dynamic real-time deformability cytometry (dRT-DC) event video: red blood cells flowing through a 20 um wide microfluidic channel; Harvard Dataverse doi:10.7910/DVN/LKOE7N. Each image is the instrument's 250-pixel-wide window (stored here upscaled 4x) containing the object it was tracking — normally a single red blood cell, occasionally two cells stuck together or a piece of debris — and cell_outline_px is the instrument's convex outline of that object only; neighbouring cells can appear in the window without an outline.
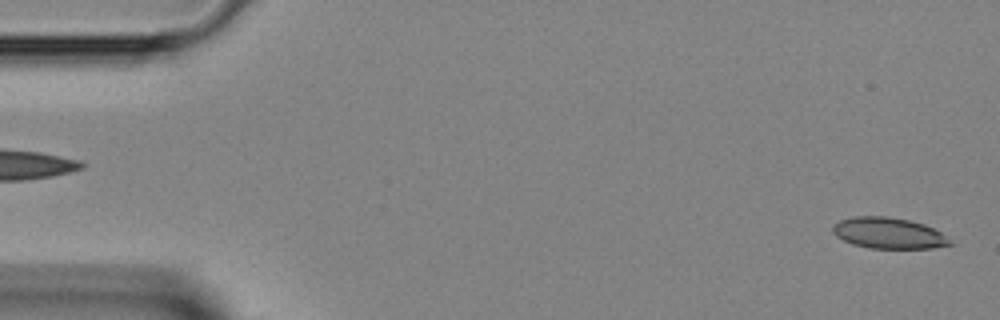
{"species": "Egyptian fruit bat (a non-hibernating species)", "species_latin": "Rousettus aegyptiacus", "temperature_condition": "room temperature", "stored_images_in_passage": 44, "camera_frame_rate_fps": 3000, "um_per_image_px": 0.085, "animal": {"sex": "female"}, "frame": {"image": 1, "passage_image": 2, "time_ms": 0.333, "image_size_px": [1000, 320], "cell_outline_px": [[956, 244], [932, 248], [868, 248], [852, 244], [836, 236], [832, 232], [832, 224], [840, 220], [852, 216], [888, 216], [908, 220], [924, 224], [940, 232]], "centroid_in_image_um": [75.51, 19.81], "position_along_channel_um": 9.5, "area_um2": 21.33}}
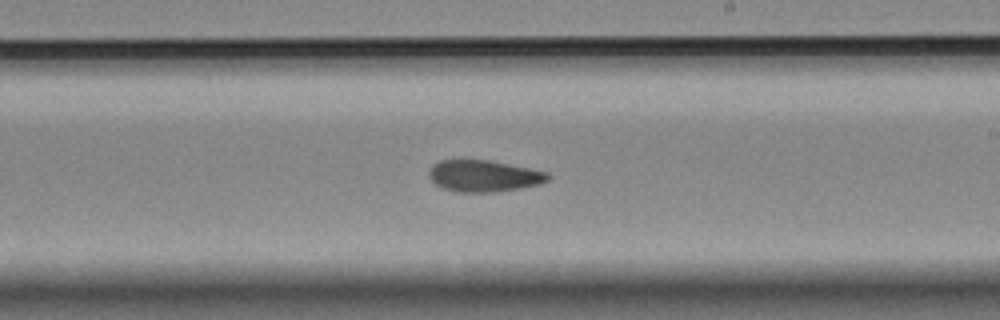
{"frame": {"image": 2, "passage_image": 26, "time_ms": 8.333, "image_size_px": [1000, 320], "cell_outline_px": [[552, 176], [548, 180], [540, 184], [520, 188], [496, 192], [460, 192], [444, 188], [436, 184], [428, 176], [428, 172], [432, 164], [440, 160], [460, 156], [488, 160], [548, 172]], "centroid_in_image_um": [41.07, 14.91], "position_along_channel_um": 247.9, "area_um2": 22.54}}
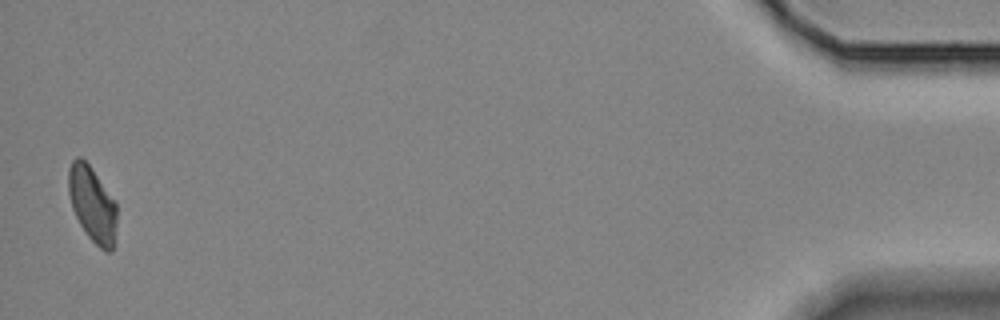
{"frame": {"image": 3, "passage_image": 44, "time_ms": 14.333, "image_size_px": [1000, 320], "cell_outline_px": [[116, 224], [112, 252], [104, 252], [84, 232], [72, 208], [68, 192], [68, 168], [72, 160], [76, 156], [80, 156], [92, 168], [116, 204]], "centroid_in_image_um": [7.82, 17.35], "position_along_channel_um": 427.4, "area_um2": 21.15}}